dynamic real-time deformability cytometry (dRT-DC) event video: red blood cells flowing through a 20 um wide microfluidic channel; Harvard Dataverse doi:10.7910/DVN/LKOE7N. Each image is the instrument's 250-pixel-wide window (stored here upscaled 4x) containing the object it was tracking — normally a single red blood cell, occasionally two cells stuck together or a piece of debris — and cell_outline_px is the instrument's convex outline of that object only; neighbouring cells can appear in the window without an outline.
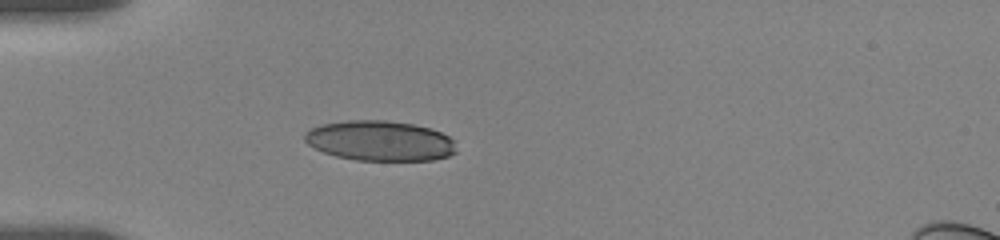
{"species": "human", "species_latin": "Homo sapiens", "temperature_condition": "room temperature", "stored_images_in_passage": 16, "camera_frame_rate_fps": 3000, "um_per_image_px": 0.085, "donor": {"sex": "female"}, "frame": {"image": 1, "passage_image": 1, "time_ms": 0.0, "image_size_px": [1000, 240], "cell_outline_px": [[456, 152], [448, 156], [432, 160], [356, 160], [336, 156], [324, 152], [308, 144], [304, 140], [304, 132], [320, 124], [348, 120], [384, 120], [416, 124], [440, 132], [448, 136], [452, 140]], "centroid_in_image_um": [32.27, 11.96], "position_along_channel_um": 52.7, "area_um2": 35.37}}
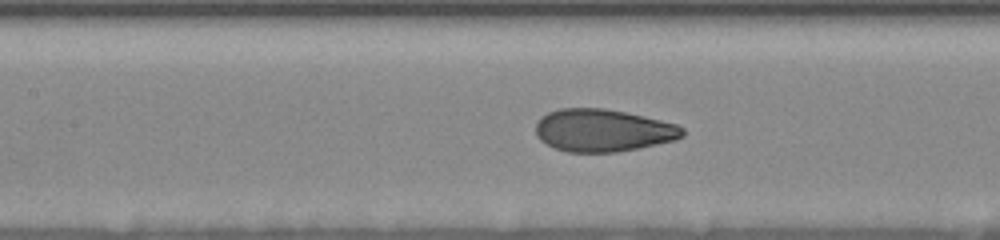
{"frame": {"image": 2, "passage_image": 10, "time_ms": 3.333, "image_size_px": [1000, 240], "cell_outline_px": [[684, 136], [676, 140], [640, 148], [616, 152], [568, 152], [556, 148], [540, 140], [536, 136], [536, 124], [548, 112], [560, 108], [604, 108], [624, 112], [660, 120], [676, 124], [684, 128]], "centroid_in_image_um": [51.27, 11.09], "position_along_channel_um": 156.1, "area_um2": 36.24}}
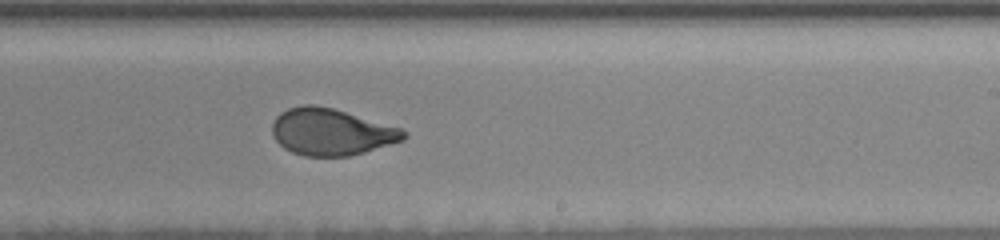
{"frame": {"image": 3, "passage_image": 16, "time_ms": 6.333, "image_size_px": [1000, 240], "cell_outline_px": [[408, 136], [404, 140], [364, 152], [348, 156], [304, 156], [292, 152], [284, 148], [272, 136], [272, 124], [276, 116], [280, 112], [288, 108], [304, 104], [312, 104], [332, 108], [404, 128], [408, 132]], "centroid_in_image_um": [28.17, 11.21], "position_along_channel_um": 260.8, "area_um2": 36.07}}